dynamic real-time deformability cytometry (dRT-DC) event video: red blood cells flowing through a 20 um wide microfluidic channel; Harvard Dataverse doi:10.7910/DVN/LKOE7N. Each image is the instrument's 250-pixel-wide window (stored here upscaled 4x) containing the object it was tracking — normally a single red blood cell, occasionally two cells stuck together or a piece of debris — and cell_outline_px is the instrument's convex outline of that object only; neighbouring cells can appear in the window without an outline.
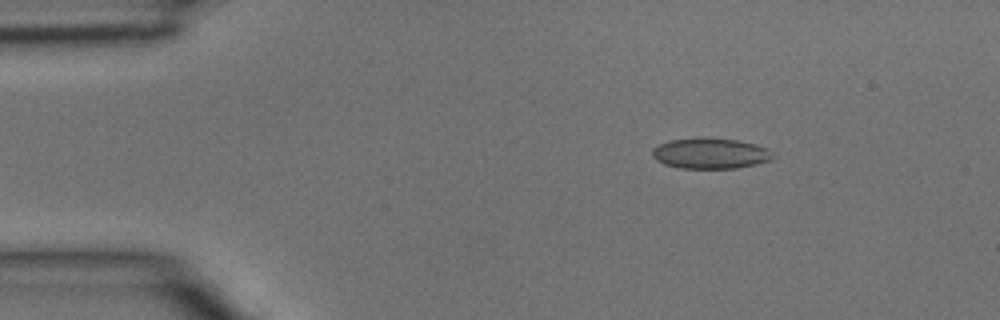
{"species": "common noctule bat (a hibernating species)", "species_latin": "Nyctalus noctula", "temperature_condition": "room temperature", "stored_images_in_passage": 37, "camera_frame_rate_fps": 3000, "um_per_image_px": 0.085, "animal": {"sex": "male", "body_mass_g": 15.6}, "frame": {"image": 1, "passage_image": 3, "time_ms": 0.667, "image_size_px": [1000, 320], "cell_outline_px": [[776, 156], [768, 160], [756, 164], [736, 168], [680, 168], [664, 164], [656, 160], [652, 156], [652, 148], [656, 144], [668, 140], [704, 136], [736, 140], [756, 144], [768, 148]], "centroid_in_image_um": [60.34, 13.01], "position_along_channel_um": 24.7, "area_um2": 21.96}}
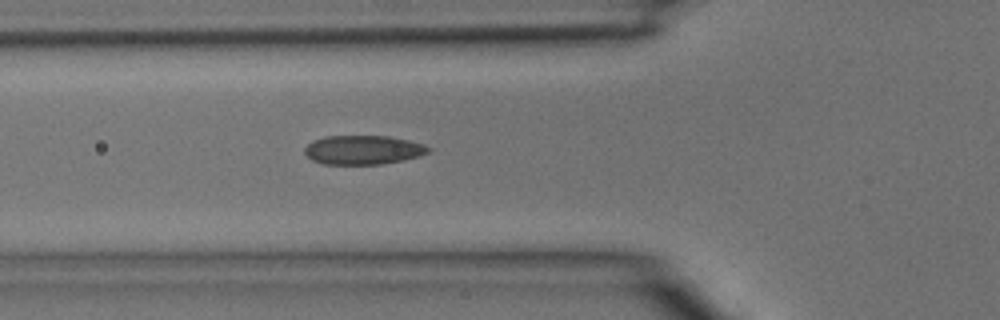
{"frame": {"image": 2, "passage_image": 11, "time_ms": 3.333, "image_size_px": [1000, 320], "cell_outline_px": [[432, 148], [428, 152], [420, 156], [404, 160], [380, 164], [324, 164], [312, 160], [304, 152], [304, 148], [312, 140], [324, 136], [388, 136], [408, 140], [424, 144]], "centroid_in_image_um": [30.86, 12.74], "position_along_channel_um": 94.9, "area_um2": 21.04}}
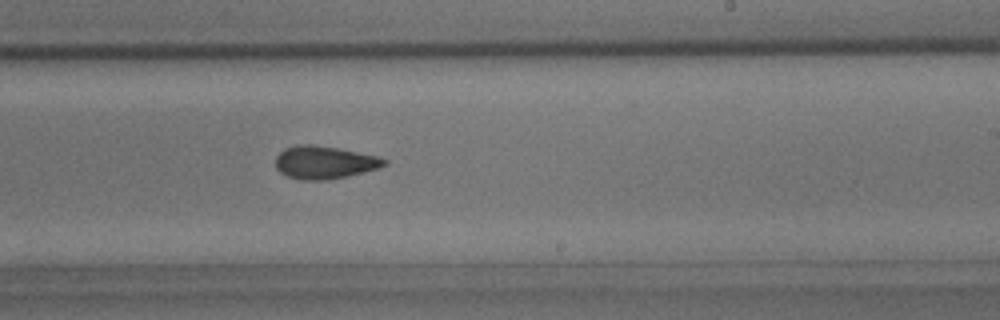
{"frame": {"image": 3, "passage_image": 21, "time_ms": 6.667, "image_size_px": [1000, 320], "cell_outline_px": [[388, 164], [376, 168], [344, 176], [324, 180], [304, 180], [288, 176], [280, 172], [276, 168], [276, 156], [284, 148], [296, 144], [312, 144], [340, 148], [380, 156], [388, 160]], "centroid_in_image_um": [27.56, 13.77], "position_along_channel_um": 261.4, "area_um2": 20.75}}